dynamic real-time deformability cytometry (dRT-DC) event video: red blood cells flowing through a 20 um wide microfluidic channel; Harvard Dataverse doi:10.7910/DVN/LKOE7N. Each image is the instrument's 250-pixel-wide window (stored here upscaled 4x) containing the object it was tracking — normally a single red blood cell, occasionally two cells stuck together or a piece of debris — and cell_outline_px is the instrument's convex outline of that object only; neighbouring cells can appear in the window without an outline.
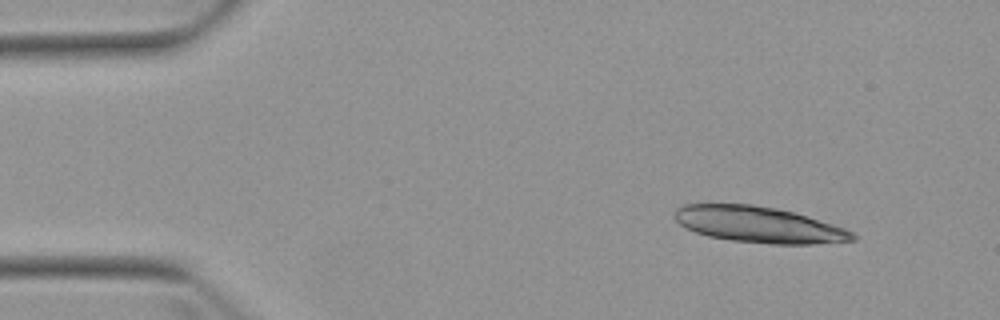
{"species": "Egyptian fruit bat (a non-hibernating species)", "species_latin": "Rousettus aegyptiacus", "temperature_condition": "warm", "stored_images_in_passage": 7, "camera_frame_rate_fps": 3000, "um_per_image_px": 0.085, "animal": {"sex": "female"}, "frame": {"image": 1, "passage_image": 2, "time_ms": 1.333, "image_size_px": [1000, 320], "cell_outline_px": [[856, 240], [812, 244], [772, 244], [732, 240], [708, 236], [696, 232], [680, 224], [672, 216], [672, 212], [680, 204], [752, 204], [776, 208], [792, 212], [832, 224], [844, 228], [852, 232], [856, 236]], "centroid_in_image_um": [64.44, 19.08], "position_along_channel_um": 20.6, "area_um2": 37.22}}
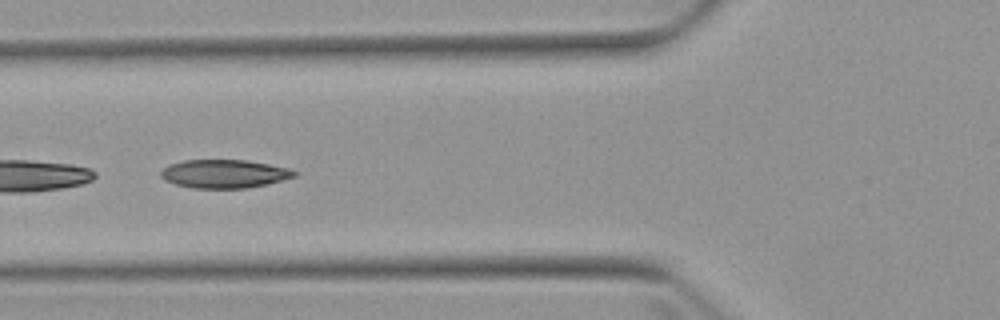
{"frame": {"image": 2, "passage_image": 6, "time_ms": 6.0, "image_size_px": [1000, 320], "cell_outline_px": [[300, 172], [296, 176], [268, 184], [244, 188], [192, 188], [176, 184], [164, 180], [160, 176], [160, 172], [168, 164], [184, 160], [248, 160], [288, 168]], "centroid_in_image_um": [19.06, 14.77], "position_along_channel_um": 106.7, "area_um2": 22.2}}
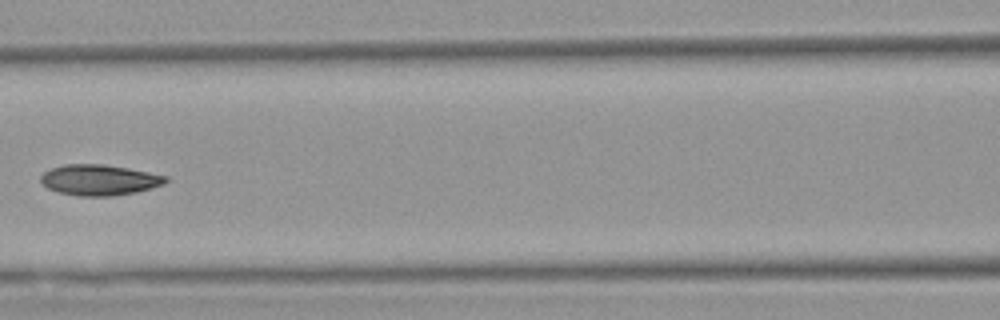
{"frame": {"image": 3, "passage_image": 7, "time_ms": 7.333, "image_size_px": [1000, 320], "cell_outline_px": [[168, 180], [164, 184], [136, 192], [112, 196], [76, 196], [60, 192], [48, 188], [40, 180], [40, 176], [44, 172], [52, 168], [64, 164], [104, 164], [128, 168], [168, 176]], "centroid_in_image_um": [8.45, 15.29], "position_along_channel_um": 158.2, "area_um2": 22.31}}